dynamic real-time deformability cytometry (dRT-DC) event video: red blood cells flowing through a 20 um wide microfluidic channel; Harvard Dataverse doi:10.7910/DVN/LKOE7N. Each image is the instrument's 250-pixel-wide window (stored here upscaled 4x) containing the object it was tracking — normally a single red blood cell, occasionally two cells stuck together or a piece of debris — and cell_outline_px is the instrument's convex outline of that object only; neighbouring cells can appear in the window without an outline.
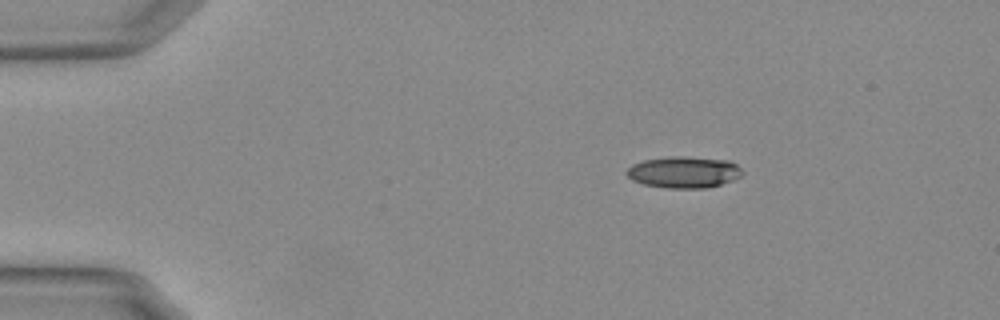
{"species": "Egyptian fruit bat (a non-hibernating species)", "species_latin": "Rousettus aegyptiacus", "temperature_condition": "warm", "stored_images_in_passage": 15, "camera_frame_rate_fps": 3000, "um_per_image_px": 0.085, "animal": {"sex": "female"}, "frame": {"image": 1, "passage_image": 1, "time_ms": 0.0, "image_size_px": [1000, 320], "cell_outline_px": [[744, 172], [740, 176], [732, 180], [708, 188], [668, 188], [644, 184], [632, 180], [624, 172], [632, 164], [644, 160], [668, 156], [684, 156], [728, 160], [736, 164]], "centroid_in_image_um": [58.11, 14.63], "position_along_channel_um": 26.9, "area_um2": 21.27}}
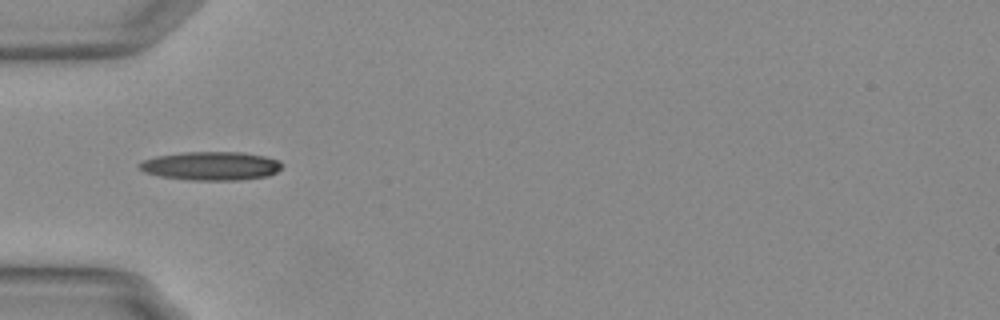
{"frame": {"image": 2, "passage_image": 10, "time_ms": 3.0, "image_size_px": [1000, 320], "cell_outline_px": [[284, 164], [276, 172], [268, 176], [240, 180], [192, 180], [160, 176], [144, 172], [136, 164], [144, 160], [156, 156], [184, 152], [244, 152], [264, 156], [280, 160]], "centroid_in_image_um": [17.96, 14.1], "position_along_channel_um": 67.0, "area_um2": 23.87}}
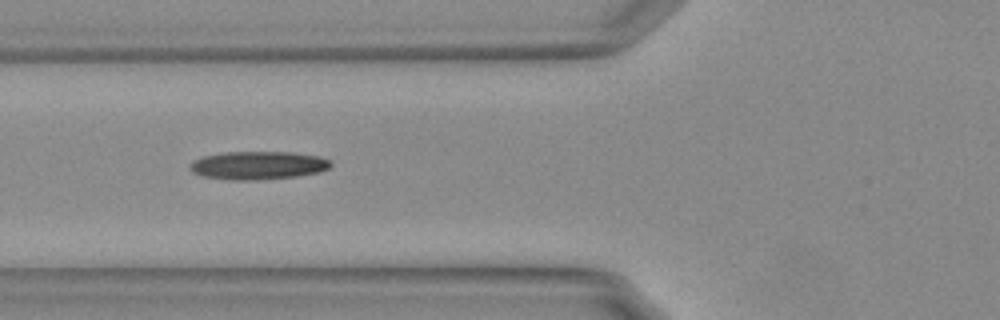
{"frame": {"image": 3, "passage_image": 13, "time_ms": 4.0, "image_size_px": [1000, 320], "cell_outline_px": [[332, 164], [328, 168], [320, 172], [296, 176], [252, 180], [236, 180], [204, 176], [192, 172], [188, 168], [192, 160], [204, 156], [224, 152], [292, 152], [320, 156], [328, 160]], "centroid_in_image_um": [21.92, 14.04], "position_along_channel_um": 103.9, "area_um2": 23.0}}